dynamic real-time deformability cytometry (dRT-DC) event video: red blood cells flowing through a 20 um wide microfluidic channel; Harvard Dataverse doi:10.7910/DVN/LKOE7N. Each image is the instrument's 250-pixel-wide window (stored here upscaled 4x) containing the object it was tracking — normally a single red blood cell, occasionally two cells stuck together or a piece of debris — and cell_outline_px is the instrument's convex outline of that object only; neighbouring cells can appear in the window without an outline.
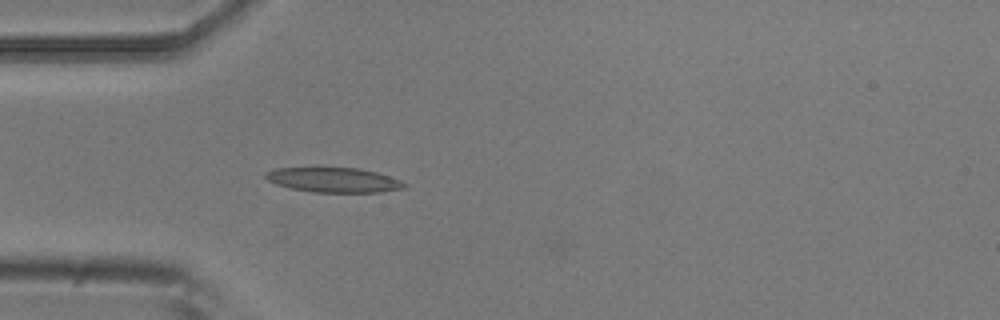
{"species": "common noctule bat (a hibernating species)", "species_latin": "Nyctalus noctula", "temperature_condition": "room temperature", "stored_images_in_passage": 5, "camera_frame_rate_fps": 3000, "um_per_image_px": 0.085, "animal": {"sex": "male", "body_mass_g": 20.5, "forearm_length_mm": 52.5}, "frame": {"image": 1, "passage_image": 5, "time_ms": 4.333, "image_size_px": [1000, 320], "cell_outline_px": [[408, 184], [404, 188], [380, 192], [312, 192], [292, 188], [276, 184], [268, 180], [264, 176], [264, 172], [276, 168], [316, 164], [320, 164], [356, 168], [376, 172], [388, 176]], "centroid_in_image_um": [28.26, 15.23], "position_along_channel_um": 56.7, "area_um2": 20.98}}